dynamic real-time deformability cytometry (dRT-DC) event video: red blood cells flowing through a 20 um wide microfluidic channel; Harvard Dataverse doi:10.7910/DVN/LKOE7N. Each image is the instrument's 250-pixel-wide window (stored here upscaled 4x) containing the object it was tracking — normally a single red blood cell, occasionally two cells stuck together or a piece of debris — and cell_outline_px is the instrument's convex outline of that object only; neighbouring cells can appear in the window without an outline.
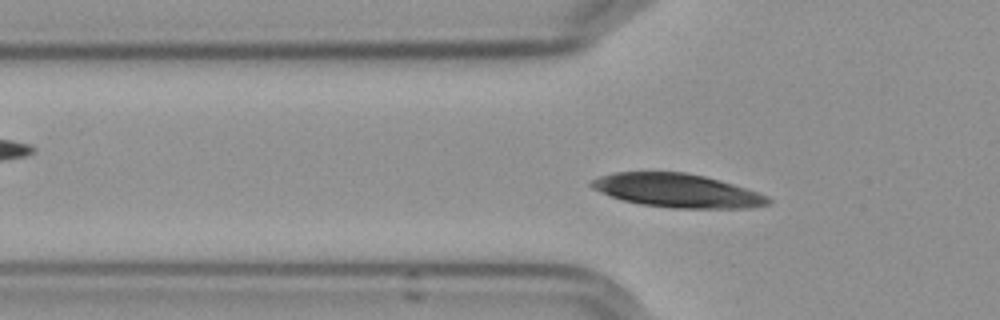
{"species": "Egyptian fruit bat (a non-hibernating species)", "species_latin": "Rousettus aegyptiacus", "temperature_condition": "cold", "stored_images_in_passage": 45, "camera_frame_rate_fps": 3000, "um_per_image_px": 0.085, "frame": {"image": 1, "passage_image": 13, "time_ms": 4.0, "image_size_px": [1000, 320], "cell_outline_px": [[772, 204], [752, 208], [672, 208], [640, 204], [624, 200], [600, 192], [592, 188], [588, 184], [588, 180], [612, 172], [684, 172], [704, 176], [720, 180], [768, 196], [772, 200]], "centroid_in_image_um": [57.55, 16.2], "position_along_channel_um": 68.3, "area_um2": 34.68}}
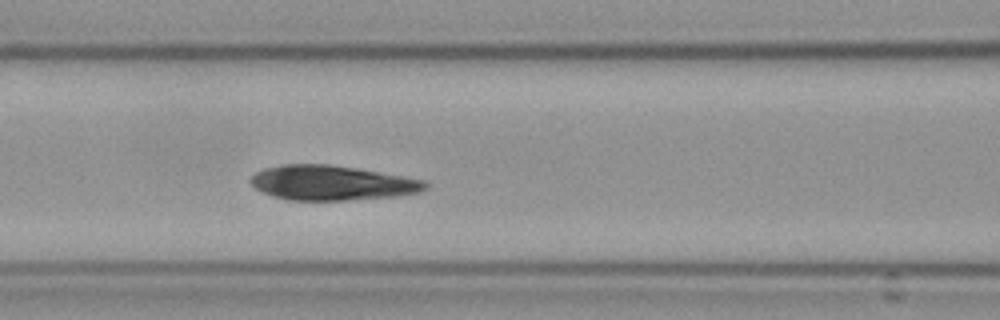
{"frame": {"image": 2, "passage_image": 19, "time_ms": 6.0, "image_size_px": [1000, 320], "cell_outline_px": [[428, 188], [420, 192], [400, 196], [344, 200], [288, 200], [272, 196], [256, 188], [248, 180], [256, 172], [264, 168], [284, 164], [328, 164], [356, 168], [424, 180], [428, 184]], "centroid_in_image_um": [28.21, 15.54], "position_along_channel_um": 138.4, "area_um2": 35.32}}
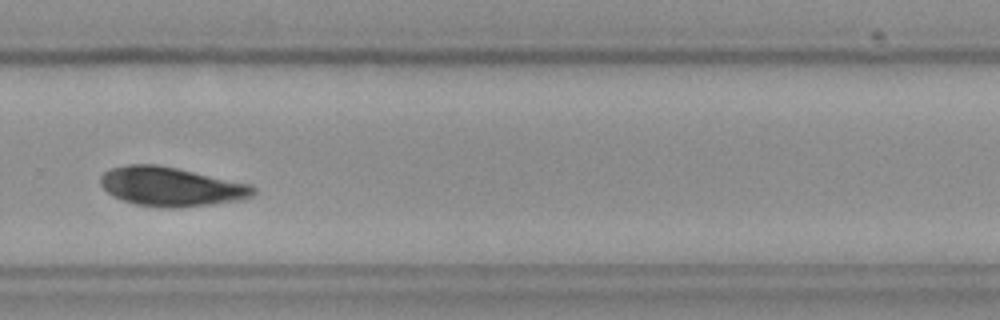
{"frame": {"image": 3, "passage_image": 34, "time_ms": 11.0, "image_size_px": [1000, 320], "cell_outline_px": [[256, 192], [252, 196], [240, 200], [212, 204], [180, 208], [160, 208], [136, 204], [120, 200], [112, 196], [100, 184], [100, 176], [104, 172], [112, 168], [128, 164], [156, 164], [176, 168], [252, 184], [256, 188]], "centroid_in_image_um": [14.54, 15.87], "position_along_channel_um": 315.3, "area_um2": 35.08}}